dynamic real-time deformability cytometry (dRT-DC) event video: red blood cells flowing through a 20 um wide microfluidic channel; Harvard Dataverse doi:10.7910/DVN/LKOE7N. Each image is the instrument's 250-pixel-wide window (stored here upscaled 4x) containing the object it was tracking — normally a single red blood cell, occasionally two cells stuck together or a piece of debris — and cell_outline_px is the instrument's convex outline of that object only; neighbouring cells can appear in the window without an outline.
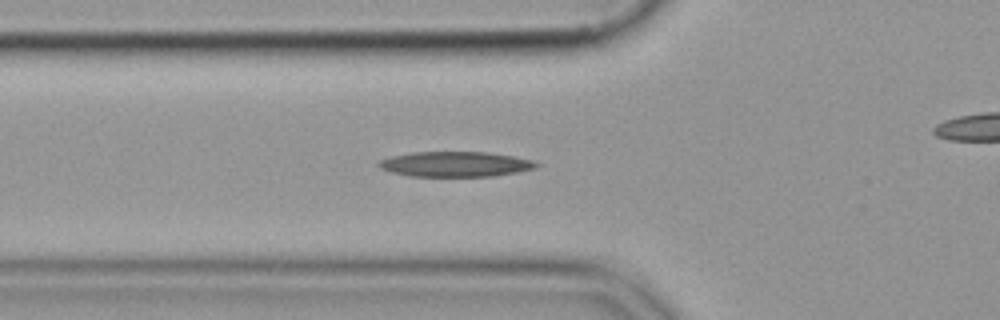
{"species": "common noctule bat (a hibernating species)", "species_latin": "Nyctalus noctula", "temperature_condition": "cold", "stored_images_in_passage": 45, "camera_frame_rate_fps": 3000, "um_per_image_px": 0.085, "animal": {"sex": "female", "body_mass_g": 19.9}, "frame": {"image": 1, "passage_image": 14, "time_ms": 4.333, "image_size_px": [1000, 320], "cell_outline_px": [[540, 164], [536, 168], [516, 172], [492, 176], [408, 176], [392, 172], [380, 168], [376, 164], [380, 160], [392, 156], [412, 152], [488, 152], [516, 156], [532, 160]], "centroid_in_image_um": [38.71, 13.95], "position_along_channel_um": 87.1, "area_um2": 23.12}}